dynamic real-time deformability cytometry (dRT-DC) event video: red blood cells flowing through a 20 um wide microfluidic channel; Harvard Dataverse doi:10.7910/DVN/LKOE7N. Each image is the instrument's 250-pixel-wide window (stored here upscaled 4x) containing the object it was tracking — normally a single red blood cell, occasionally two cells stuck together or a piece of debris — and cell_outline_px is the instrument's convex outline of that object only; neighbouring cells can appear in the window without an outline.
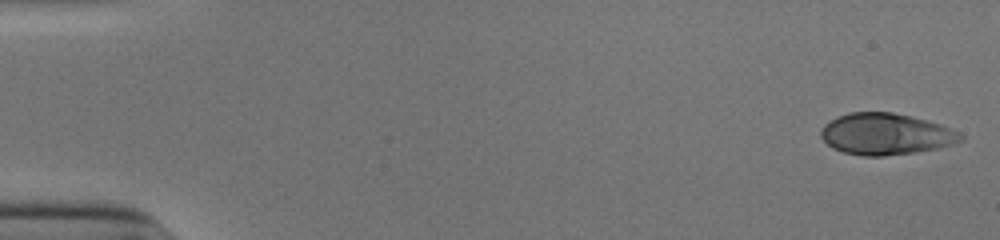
{"species": "human", "species_latin": "Homo sapiens", "temperature_condition": "cold", "stored_images_in_passage": 52, "camera_frame_rate_fps": 3000, "um_per_image_px": 0.085, "donor": {"sex": "male"}, "frame": {"image": 1, "passage_image": 1, "time_ms": 0.0, "image_size_px": [1000, 240], "cell_outline_px": [[964, 140], [952, 144], [936, 148], [912, 152], [884, 156], [860, 156], [844, 152], [832, 148], [820, 136], [820, 132], [824, 124], [836, 116], [848, 112], [892, 112], [924, 120], [948, 128], [964, 136]], "centroid_in_image_um": [75.21, 11.4], "position_along_channel_um": 9.8, "area_um2": 33.35}}
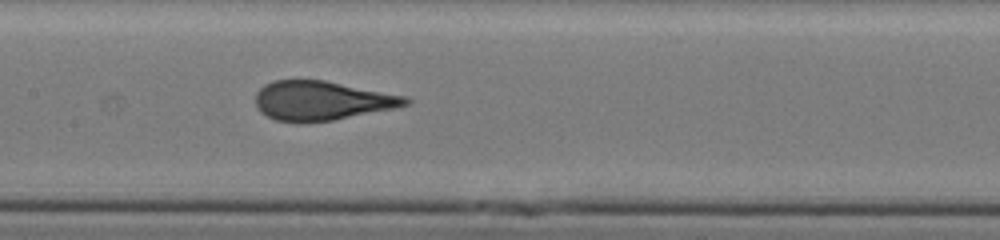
{"frame": {"image": 2, "passage_image": 26, "time_ms": 8.333, "image_size_px": [1000, 240], "cell_outline_px": [[412, 100], [408, 104], [396, 108], [332, 120], [276, 120], [260, 112], [256, 104], [256, 92], [264, 84], [272, 80], [324, 80], [408, 96]], "centroid_in_image_um": [27.39, 8.52], "position_along_channel_um": 180.0, "area_um2": 33.81}}
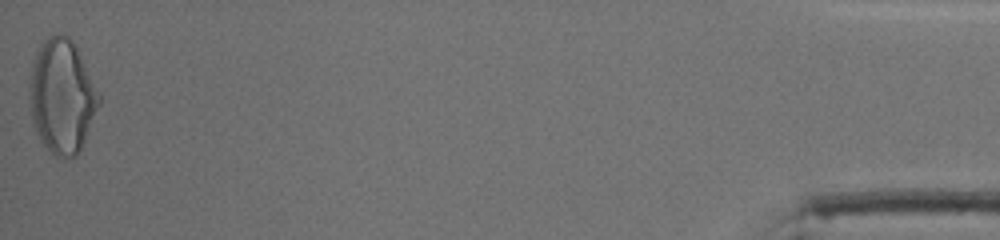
{"frame": {"image": 3, "passage_image": 52, "time_ms": 17.0, "image_size_px": [1000, 240], "cell_outline_px": [[100, 104], [84, 140], [76, 156], [64, 160], [56, 156], [40, 140], [32, 124], [28, 92], [32, 60], [40, 44], [48, 36], [68, 36], [72, 40], [100, 92]], "centroid_in_image_um": [5.24, 8.2], "position_along_channel_um": 430.0, "area_um2": 46.18}, "authors_computed_cell_mechanics": {"area_um2": 34.4488, "velocity_mm_per_s": 3.924, "shape_relaxation_time_tau1_ms": 5.4778, "shape_relaxation_time_tau2_ms": null, "deformation_change_tau1": 0.2207, "deformation_change_tau2": null}}